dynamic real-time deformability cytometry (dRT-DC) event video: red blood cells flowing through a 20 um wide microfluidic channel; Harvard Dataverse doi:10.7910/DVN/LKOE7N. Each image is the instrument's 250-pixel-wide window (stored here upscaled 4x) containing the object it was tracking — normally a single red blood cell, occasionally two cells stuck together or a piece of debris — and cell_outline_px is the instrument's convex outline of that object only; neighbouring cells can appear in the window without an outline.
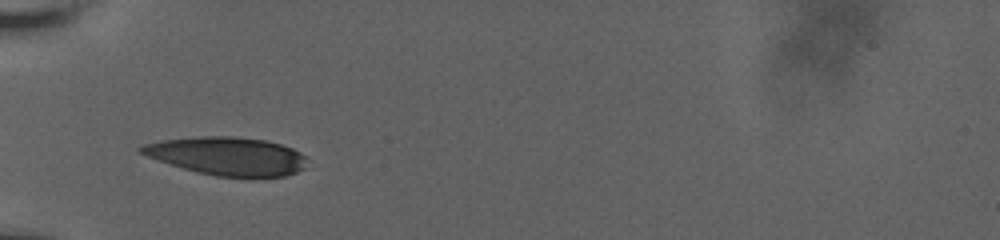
{"species": "human", "species_latin": "Homo sapiens", "temperature_condition": "room temperature", "stored_images_in_passage": 30, "camera_frame_rate_fps": 3000, "um_per_image_px": 0.085, "donor": {"sex": "male"}, "frame": {"image": 1, "passage_image": 1, "time_ms": 0.0, "image_size_px": [1000, 240], "cell_outline_px": [[308, 168], [284, 176], [216, 176], [196, 172], [136, 152], [136, 148], [144, 144], [160, 140], [200, 136], [232, 136], [264, 140], [280, 144], [292, 148], [300, 152], [304, 156]], "centroid_in_image_um": [19.31, 13.25], "position_along_channel_um": 65.7, "area_um2": 36.7}}
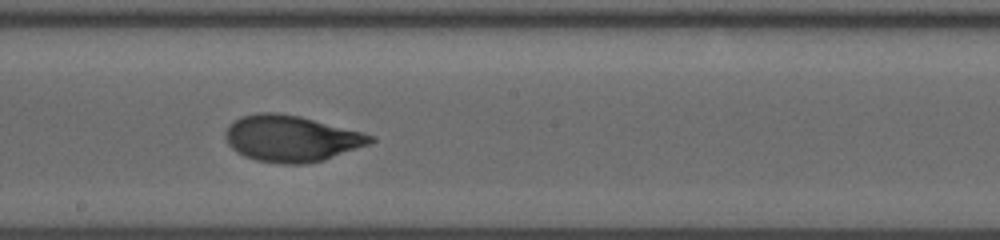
{"frame": {"image": 2, "passage_image": 14, "time_ms": 4.333, "image_size_px": [1000, 240], "cell_outline_px": [[376, 140], [368, 144], [324, 160], [308, 164], [284, 164], [256, 160], [244, 156], [236, 152], [228, 144], [224, 136], [224, 132], [228, 124], [240, 116], [256, 112], [276, 112], [300, 116], [364, 132], [376, 136]], "centroid_in_image_um": [24.74, 11.76], "position_along_channel_um": 223.5, "area_um2": 39.48}}
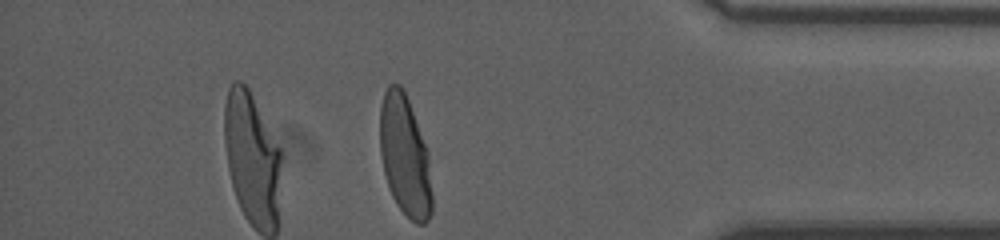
{"frame": {"image": 3, "passage_image": 30, "time_ms": 9.667, "image_size_px": [1000, 240], "cell_outline_px": [[432, 212], [428, 220], [424, 224], [416, 224], [396, 204], [388, 188], [380, 156], [380, 108], [384, 92], [388, 84], [400, 84], [404, 88], [428, 148], [432, 192]], "centroid_in_image_um": [34.42, 13.23], "position_along_channel_um": 400.8, "area_um2": 37.22}, "authors_computed_cell_mechanics": {"area_um2": 38.6682, "velocity_mm_per_s": 3.7873, "shape_relaxation_time_tau1_ms": 3.5825, "shape_relaxation_time_tau2_ms": 1.0369, "deformation_change_tau1": 0.1693, "deformation_change_tau2": 0.0566}}